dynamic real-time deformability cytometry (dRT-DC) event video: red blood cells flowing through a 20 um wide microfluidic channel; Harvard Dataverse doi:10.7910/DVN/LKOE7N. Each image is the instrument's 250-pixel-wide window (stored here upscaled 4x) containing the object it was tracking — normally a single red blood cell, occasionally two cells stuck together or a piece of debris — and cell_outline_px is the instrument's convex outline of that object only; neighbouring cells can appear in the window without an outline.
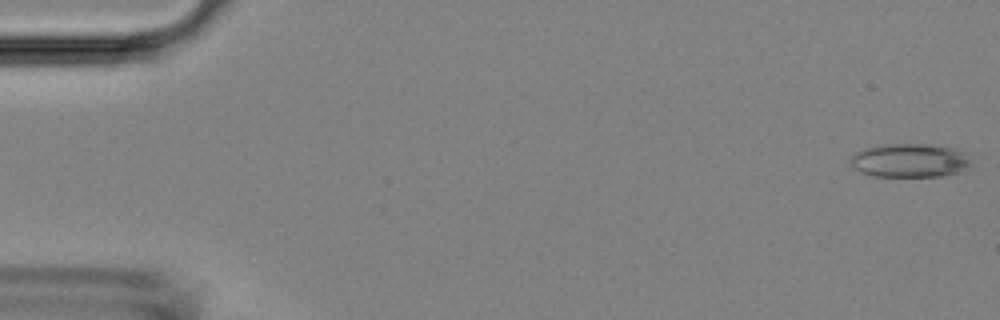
{"species": "Egyptian fruit bat (a non-hibernating species)", "species_latin": "Rousettus aegyptiacus", "temperature_condition": "room temperature", "stored_images_in_passage": 5, "camera_frame_rate_fps": 3000, "um_per_image_px": 0.085, "animal": {"sex": "female"}, "frame": {"image": 1, "passage_image": 1, "time_ms": 0.0, "image_size_px": [1000, 320], "cell_outline_px": [[972, 164], [964, 172], [944, 176], [872, 176], [860, 172], [852, 168], [848, 160], [856, 152], [864, 148], [880, 144], [932, 144], [952, 148], [968, 152], [972, 160]], "centroid_in_image_um": [77.38, 13.64], "position_along_channel_um": 7.6, "area_um2": 24.45}}
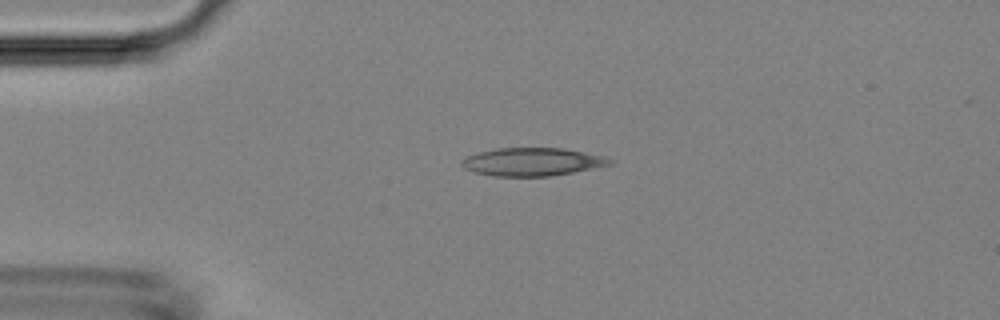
{"frame": {"image": 2, "passage_image": 4, "time_ms": 3.667, "image_size_px": [1000, 320], "cell_outline_px": [[616, 164], [552, 176], [492, 176], [472, 172], [464, 168], [460, 164], [460, 160], [468, 156], [480, 152], [496, 148], [564, 148], [608, 156], [616, 160]], "centroid_in_image_um": [45.32, 13.75], "position_along_channel_um": 39.7, "area_um2": 24.68}}